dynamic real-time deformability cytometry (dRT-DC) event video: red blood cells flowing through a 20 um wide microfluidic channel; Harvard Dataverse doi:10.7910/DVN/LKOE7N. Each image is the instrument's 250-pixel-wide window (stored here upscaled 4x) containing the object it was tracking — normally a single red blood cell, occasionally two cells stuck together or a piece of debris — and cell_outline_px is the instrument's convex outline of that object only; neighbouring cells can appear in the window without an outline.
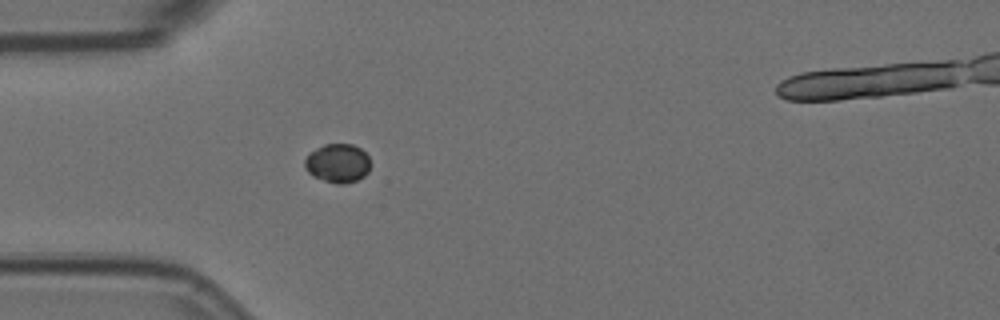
{"species": "Egyptian fruit bat (a non-hibernating species)", "species_latin": "Rousettus aegyptiacus", "temperature_condition": "room temperature", "stored_images_in_passage": 42, "camera_frame_rate_fps": 3000, "um_per_image_px": 0.085, "animal": {"sex": "female"}, "frame": {"image": 1, "passage_image": 1, "time_ms": 0.0, "image_size_px": [1000, 320], "cell_outline_px": [[368, 172], [364, 176], [356, 180], [344, 184], [336, 184], [312, 176], [304, 168], [304, 160], [308, 152], [324, 144], [352, 144], [360, 148], [368, 156]], "centroid_in_image_um": [28.65, 13.87], "position_along_channel_um": 56.3, "area_um2": 14.91}}
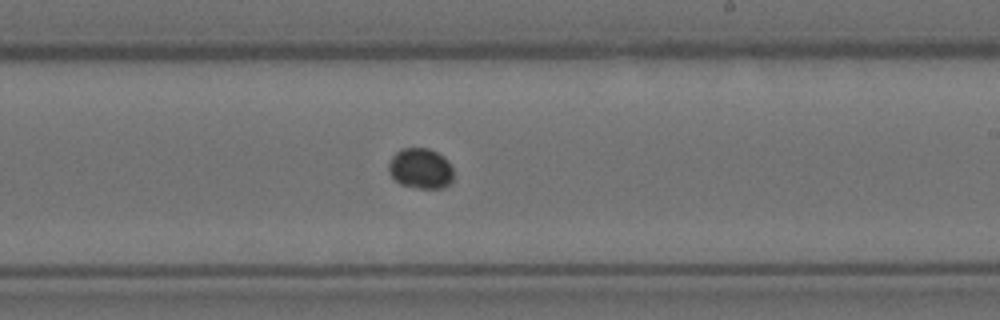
{"frame": {"image": 2, "passage_image": 18, "time_ms": 5.667, "image_size_px": [1000, 320], "cell_outline_px": [[452, 180], [444, 188], [416, 188], [400, 184], [388, 172], [388, 164], [392, 156], [400, 148], [428, 148], [444, 156], [448, 160], [452, 168]], "centroid_in_image_um": [35.74, 14.31], "position_along_channel_um": 253.3, "area_um2": 15.37}}
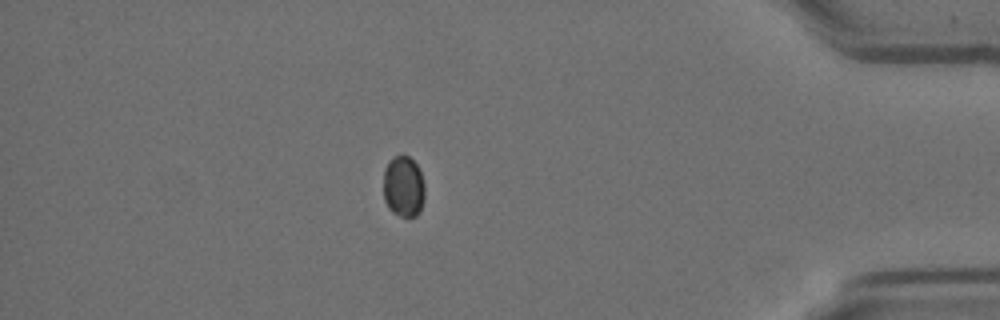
{"frame": {"image": 3, "passage_image": 34, "time_ms": 11.0, "image_size_px": [1000, 320], "cell_outline_px": [[424, 200], [420, 212], [416, 216], [408, 220], [392, 212], [388, 208], [384, 200], [384, 168], [388, 160], [396, 156], [408, 156], [416, 164], [420, 172], [424, 184]], "centroid_in_image_um": [34.29, 15.91], "position_along_channel_um": 400.9, "area_um2": 15.03}}